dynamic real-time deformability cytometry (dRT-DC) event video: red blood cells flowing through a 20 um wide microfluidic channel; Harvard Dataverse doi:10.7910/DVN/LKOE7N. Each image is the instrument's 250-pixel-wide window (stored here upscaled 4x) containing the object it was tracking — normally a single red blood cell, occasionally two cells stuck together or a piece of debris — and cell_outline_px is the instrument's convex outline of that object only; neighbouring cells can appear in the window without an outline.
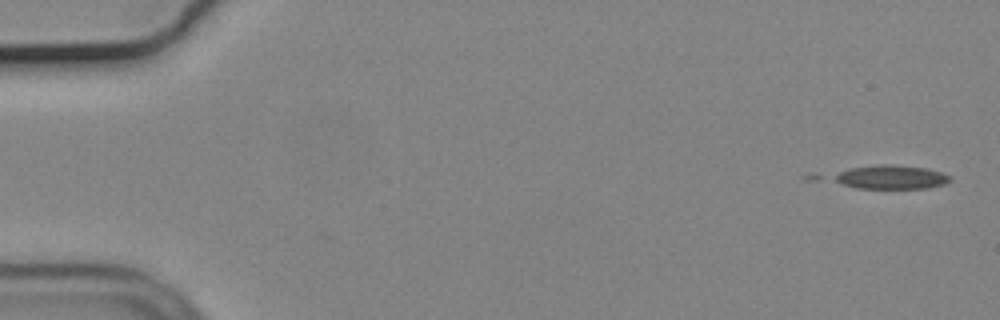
{"species": "common noctule bat (a hibernating species)", "species_latin": "Nyctalus noctula", "temperature_condition": "cold", "stored_images_in_passage": 5, "camera_frame_rate_fps": 3000, "um_per_image_px": 0.085, "animal": {"sex": "male", "body_mass_g": 19.2, "forearm_length_mm": 51.8}, "frame": {"image": 1, "passage_image": 1, "time_ms": 0.0, "image_size_px": [1000, 320], "cell_outline_px": [[952, 180], [944, 184], [928, 188], [856, 188], [844, 184], [836, 180], [832, 176], [840, 172], [852, 168], [884, 164], [892, 164], [928, 168], [940, 172], [948, 176]], "centroid_in_image_um": [75.79, 15.05], "position_along_channel_um": 9.2, "area_um2": 15.84}}